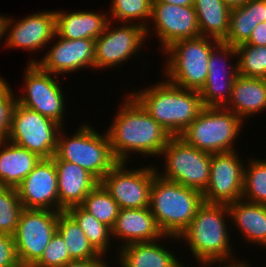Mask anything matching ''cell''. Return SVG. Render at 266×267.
I'll list each match as a JSON object with an SVG mask.
<instances>
[{
    "mask_svg": "<svg viewBox=\"0 0 266 267\" xmlns=\"http://www.w3.org/2000/svg\"><path fill=\"white\" fill-rule=\"evenodd\" d=\"M125 95L111 125L105 130L114 157L118 162L129 163L134 153L141 158L160 159L172 136L130 94Z\"/></svg>",
    "mask_w": 266,
    "mask_h": 267,
    "instance_id": "1",
    "label": "cell"
},
{
    "mask_svg": "<svg viewBox=\"0 0 266 267\" xmlns=\"http://www.w3.org/2000/svg\"><path fill=\"white\" fill-rule=\"evenodd\" d=\"M161 77V81L141 90L137 88L138 91L131 90L129 94L172 137H178L205 106L199 91L176 86Z\"/></svg>",
    "mask_w": 266,
    "mask_h": 267,
    "instance_id": "2",
    "label": "cell"
},
{
    "mask_svg": "<svg viewBox=\"0 0 266 267\" xmlns=\"http://www.w3.org/2000/svg\"><path fill=\"white\" fill-rule=\"evenodd\" d=\"M228 221L230 215L226 204L203 202L189 226L178 237L179 243L188 244L187 250L196 262L236 259L232 244L235 240H231L232 227Z\"/></svg>",
    "mask_w": 266,
    "mask_h": 267,
    "instance_id": "3",
    "label": "cell"
},
{
    "mask_svg": "<svg viewBox=\"0 0 266 267\" xmlns=\"http://www.w3.org/2000/svg\"><path fill=\"white\" fill-rule=\"evenodd\" d=\"M202 203L201 191L168 181L158 174L154 177L149 208L164 235L179 237Z\"/></svg>",
    "mask_w": 266,
    "mask_h": 267,
    "instance_id": "4",
    "label": "cell"
},
{
    "mask_svg": "<svg viewBox=\"0 0 266 267\" xmlns=\"http://www.w3.org/2000/svg\"><path fill=\"white\" fill-rule=\"evenodd\" d=\"M63 129L65 128L62 127L58 134L53 160L77 164L91 173L99 182L118 163L112 153L105 130L99 133L87 122L79 125L71 136Z\"/></svg>",
    "mask_w": 266,
    "mask_h": 267,
    "instance_id": "5",
    "label": "cell"
},
{
    "mask_svg": "<svg viewBox=\"0 0 266 267\" xmlns=\"http://www.w3.org/2000/svg\"><path fill=\"white\" fill-rule=\"evenodd\" d=\"M221 41L199 36L179 40L163 53L164 66L161 75L172 84L190 90L200 91L208 75V62L211 51ZM163 69V70H162Z\"/></svg>",
    "mask_w": 266,
    "mask_h": 267,
    "instance_id": "6",
    "label": "cell"
},
{
    "mask_svg": "<svg viewBox=\"0 0 266 267\" xmlns=\"http://www.w3.org/2000/svg\"><path fill=\"white\" fill-rule=\"evenodd\" d=\"M245 123L225 107H204L179 137L210 154L232 152L238 150L234 142L245 128Z\"/></svg>",
    "mask_w": 266,
    "mask_h": 267,
    "instance_id": "7",
    "label": "cell"
},
{
    "mask_svg": "<svg viewBox=\"0 0 266 267\" xmlns=\"http://www.w3.org/2000/svg\"><path fill=\"white\" fill-rule=\"evenodd\" d=\"M160 157L164 161L163 168L161 164L155 165L160 177L201 192L205 190L210 180V153L187 144L178 136L170 139Z\"/></svg>",
    "mask_w": 266,
    "mask_h": 267,
    "instance_id": "8",
    "label": "cell"
},
{
    "mask_svg": "<svg viewBox=\"0 0 266 267\" xmlns=\"http://www.w3.org/2000/svg\"><path fill=\"white\" fill-rule=\"evenodd\" d=\"M26 66L24 89L16 95V102L65 127L67 102L60 76L42 70L36 63H26Z\"/></svg>",
    "mask_w": 266,
    "mask_h": 267,
    "instance_id": "9",
    "label": "cell"
},
{
    "mask_svg": "<svg viewBox=\"0 0 266 267\" xmlns=\"http://www.w3.org/2000/svg\"><path fill=\"white\" fill-rule=\"evenodd\" d=\"M62 126L17 102L11 114L8 141L28 149L42 159H51L57 149V138Z\"/></svg>",
    "mask_w": 266,
    "mask_h": 267,
    "instance_id": "10",
    "label": "cell"
},
{
    "mask_svg": "<svg viewBox=\"0 0 266 267\" xmlns=\"http://www.w3.org/2000/svg\"><path fill=\"white\" fill-rule=\"evenodd\" d=\"M112 23L109 21L104 32L95 39L94 70H113L125 66L123 64L135 56L136 59L143 56L147 40L145 28L134 23Z\"/></svg>",
    "mask_w": 266,
    "mask_h": 267,
    "instance_id": "11",
    "label": "cell"
},
{
    "mask_svg": "<svg viewBox=\"0 0 266 267\" xmlns=\"http://www.w3.org/2000/svg\"><path fill=\"white\" fill-rule=\"evenodd\" d=\"M128 162H118L100 181L120 209L149 207L151 186L157 175L155 165L128 169Z\"/></svg>",
    "mask_w": 266,
    "mask_h": 267,
    "instance_id": "12",
    "label": "cell"
},
{
    "mask_svg": "<svg viewBox=\"0 0 266 267\" xmlns=\"http://www.w3.org/2000/svg\"><path fill=\"white\" fill-rule=\"evenodd\" d=\"M58 214L51 210L23 209L13 235L22 267H32L43 255L57 231Z\"/></svg>",
    "mask_w": 266,
    "mask_h": 267,
    "instance_id": "13",
    "label": "cell"
},
{
    "mask_svg": "<svg viewBox=\"0 0 266 267\" xmlns=\"http://www.w3.org/2000/svg\"><path fill=\"white\" fill-rule=\"evenodd\" d=\"M145 31L147 39L150 35L155 37L157 35L156 38H159V45H161L159 48L162 53L179 40L201 36L193 5L152 3L151 19Z\"/></svg>",
    "mask_w": 266,
    "mask_h": 267,
    "instance_id": "14",
    "label": "cell"
},
{
    "mask_svg": "<svg viewBox=\"0 0 266 267\" xmlns=\"http://www.w3.org/2000/svg\"><path fill=\"white\" fill-rule=\"evenodd\" d=\"M238 154V150L211 154L210 180L202 192L203 202L227 205L242 199L246 160Z\"/></svg>",
    "mask_w": 266,
    "mask_h": 267,
    "instance_id": "15",
    "label": "cell"
},
{
    "mask_svg": "<svg viewBox=\"0 0 266 267\" xmlns=\"http://www.w3.org/2000/svg\"><path fill=\"white\" fill-rule=\"evenodd\" d=\"M52 42L49 43L51 47L47 48L46 53H44L45 56L40 57V60L33 57L30 60L28 59L27 62L36 63L42 70L60 77L64 74L68 75L79 70L82 71V68L83 70L87 68L94 70V39L69 40L56 33Z\"/></svg>",
    "mask_w": 266,
    "mask_h": 267,
    "instance_id": "16",
    "label": "cell"
},
{
    "mask_svg": "<svg viewBox=\"0 0 266 267\" xmlns=\"http://www.w3.org/2000/svg\"><path fill=\"white\" fill-rule=\"evenodd\" d=\"M231 59L235 62L230 63ZM208 70L205 85L199 91L203 105L225 107L231 98L232 86L238 75L236 48L221 41L211 51Z\"/></svg>",
    "mask_w": 266,
    "mask_h": 267,
    "instance_id": "17",
    "label": "cell"
},
{
    "mask_svg": "<svg viewBox=\"0 0 266 267\" xmlns=\"http://www.w3.org/2000/svg\"><path fill=\"white\" fill-rule=\"evenodd\" d=\"M56 34V15L54 10L29 14L20 20L9 17L4 47L38 53L45 50ZM35 51V52H34Z\"/></svg>",
    "mask_w": 266,
    "mask_h": 267,
    "instance_id": "18",
    "label": "cell"
},
{
    "mask_svg": "<svg viewBox=\"0 0 266 267\" xmlns=\"http://www.w3.org/2000/svg\"><path fill=\"white\" fill-rule=\"evenodd\" d=\"M22 206L59 212L57 172L54 160L41 159L16 187Z\"/></svg>",
    "mask_w": 266,
    "mask_h": 267,
    "instance_id": "19",
    "label": "cell"
},
{
    "mask_svg": "<svg viewBox=\"0 0 266 267\" xmlns=\"http://www.w3.org/2000/svg\"><path fill=\"white\" fill-rule=\"evenodd\" d=\"M167 239L168 243L176 240L178 244L179 241L178 237L165 235L156 241L122 246L114 252L116 263L119 267H184L185 263L177 258L178 255H175L174 250L172 252L170 248L164 246Z\"/></svg>",
    "mask_w": 266,
    "mask_h": 267,
    "instance_id": "20",
    "label": "cell"
},
{
    "mask_svg": "<svg viewBox=\"0 0 266 267\" xmlns=\"http://www.w3.org/2000/svg\"><path fill=\"white\" fill-rule=\"evenodd\" d=\"M111 236L112 241H119L120 244L116 248L119 249L132 243L156 241L165 235L159 228L150 208L146 207L120 209L111 229Z\"/></svg>",
    "mask_w": 266,
    "mask_h": 267,
    "instance_id": "21",
    "label": "cell"
},
{
    "mask_svg": "<svg viewBox=\"0 0 266 267\" xmlns=\"http://www.w3.org/2000/svg\"><path fill=\"white\" fill-rule=\"evenodd\" d=\"M57 172L59 212L81 205L99 181L77 164L54 160Z\"/></svg>",
    "mask_w": 266,
    "mask_h": 267,
    "instance_id": "22",
    "label": "cell"
},
{
    "mask_svg": "<svg viewBox=\"0 0 266 267\" xmlns=\"http://www.w3.org/2000/svg\"><path fill=\"white\" fill-rule=\"evenodd\" d=\"M227 207L231 226L236 227L243 237L242 240L247 245L253 244L256 248L259 246L260 249H266V205L239 199L227 204Z\"/></svg>",
    "mask_w": 266,
    "mask_h": 267,
    "instance_id": "23",
    "label": "cell"
},
{
    "mask_svg": "<svg viewBox=\"0 0 266 267\" xmlns=\"http://www.w3.org/2000/svg\"><path fill=\"white\" fill-rule=\"evenodd\" d=\"M106 10L101 12L74 10H55L56 33L69 40L97 39L105 30L109 22Z\"/></svg>",
    "mask_w": 266,
    "mask_h": 267,
    "instance_id": "24",
    "label": "cell"
},
{
    "mask_svg": "<svg viewBox=\"0 0 266 267\" xmlns=\"http://www.w3.org/2000/svg\"><path fill=\"white\" fill-rule=\"evenodd\" d=\"M226 109L244 121L266 112V79L237 75Z\"/></svg>",
    "mask_w": 266,
    "mask_h": 267,
    "instance_id": "25",
    "label": "cell"
},
{
    "mask_svg": "<svg viewBox=\"0 0 266 267\" xmlns=\"http://www.w3.org/2000/svg\"><path fill=\"white\" fill-rule=\"evenodd\" d=\"M41 159L8 140L0 141V186L16 188Z\"/></svg>",
    "mask_w": 266,
    "mask_h": 267,
    "instance_id": "26",
    "label": "cell"
},
{
    "mask_svg": "<svg viewBox=\"0 0 266 267\" xmlns=\"http://www.w3.org/2000/svg\"><path fill=\"white\" fill-rule=\"evenodd\" d=\"M266 0H250L244 6L231 9L225 44L234 47L246 43L253 29L266 20Z\"/></svg>",
    "mask_w": 266,
    "mask_h": 267,
    "instance_id": "27",
    "label": "cell"
},
{
    "mask_svg": "<svg viewBox=\"0 0 266 267\" xmlns=\"http://www.w3.org/2000/svg\"><path fill=\"white\" fill-rule=\"evenodd\" d=\"M201 36L223 41L228 34L230 12L222 0H194Z\"/></svg>",
    "mask_w": 266,
    "mask_h": 267,
    "instance_id": "28",
    "label": "cell"
},
{
    "mask_svg": "<svg viewBox=\"0 0 266 267\" xmlns=\"http://www.w3.org/2000/svg\"><path fill=\"white\" fill-rule=\"evenodd\" d=\"M57 232L62 236L72 260H91L102 256L67 211L58 214Z\"/></svg>",
    "mask_w": 266,
    "mask_h": 267,
    "instance_id": "29",
    "label": "cell"
},
{
    "mask_svg": "<svg viewBox=\"0 0 266 267\" xmlns=\"http://www.w3.org/2000/svg\"><path fill=\"white\" fill-rule=\"evenodd\" d=\"M79 224L88 241L103 256L108 255L112 246L111 229L98 221L81 205H76L66 210Z\"/></svg>",
    "mask_w": 266,
    "mask_h": 267,
    "instance_id": "30",
    "label": "cell"
},
{
    "mask_svg": "<svg viewBox=\"0 0 266 267\" xmlns=\"http://www.w3.org/2000/svg\"><path fill=\"white\" fill-rule=\"evenodd\" d=\"M110 3L108 8L110 11L107 13L109 21L134 23L145 29L149 25L152 9L151 0H111Z\"/></svg>",
    "mask_w": 266,
    "mask_h": 267,
    "instance_id": "31",
    "label": "cell"
},
{
    "mask_svg": "<svg viewBox=\"0 0 266 267\" xmlns=\"http://www.w3.org/2000/svg\"><path fill=\"white\" fill-rule=\"evenodd\" d=\"M81 206L110 229L114 226L120 210L118 203L100 182L85 197Z\"/></svg>",
    "mask_w": 266,
    "mask_h": 267,
    "instance_id": "32",
    "label": "cell"
},
{
    "mask_svg": "<svg viewBox=\"0 0 266 267\" xmlns=\"http://www.w3.org/2000/svg\"><path fill=\"white\" fill-rule=\"evenodd\" d=\"M251 159V160H250ZM247 164V165H246ZM242 199L266 205V159H246Z\"/></svg>",
    "mask_w": 266,
    "mask_h": 267,
    "instance_id": "33",
    "label": "cell"
},
{
    "mask_svg": "<svg viewBox=\"0 0 266 267\" xmlns=\"http://www.w3.org/2000/svg\"><path fill=\"white\" fill-rule=\"evenodd\" d=\"M235 48L238 75L266 79V46L243 43Z\"/></svg>",
    "mask_w": 266,
    "mask_h": 267,
    "instance_id": "34",
    "label": "cell"
},
{
    "mask_svg": "<svg viewBox=\"0 0 266 267\" xmlns=\"http://www.w3.org/2000/svg\"><path fill=\"white\" fill-rule=\"evenodd\" d=\"M23 209L16 188L0 186V234L14 235Z\"/></svg>",
    "mask_w": 266,
    "mask_h": 267,
    "instance_id": "35",
    "label": "cell"
},
{
    "mask_svg": "<svg viewBox=\"0 0 266 267\" xmlns=\"http://www.w3.org/2000/svg\"><path fill=\"white\" fill-rule=\"evenodd\" d=\"M73 261L67 251L62 236L56 231L46 246L43 255L32 267H64Z\"/></svg>",
    "mask_w": 266,
    "mask_h": 267,
    "instance_id": "36",
    "label": "cell"
},
{
    "mask_svg": "<svg viewBox=\"0 0 266 267\" xmlns=\"http://www.w3.org/2000/svg\"><path fill=\"white\" fill-rule=\"evenodd\" d=\"M10 87L0 97V141L8 139L11 127V114L16 103V94Z\"/></svg>",
    "mask_w": 266,
    "mask_h": 267,
    "instance_id": "37",
    "label": "cell"
},
{
    "mask_svg": "<svg viewBox=\"0 0 266 267\" xmlns=\"http://www.w3.org/2000/svg\"><path fill=\"white\" fill-rule=\"evenodd\" d=\"M0 267H22L17 257L13 235L0 234Z\"/></svg>",
    "mask_w": 266,
    "mask_h": 267,
    "instance_id": "38",
    "label": "cell"
},
{
    "mask_svg": "<svg viewBox=\"0 0 266 267\" xmlns=\"http://www.w3.org/2000/svg\"><path fill=\"white\" fill-rule=\"evenodd\" d=\"M239 257H237L236 259L233 260H227V261H209V262H197L198 267H252L250 262L251 260H245L244 259H238ZM211 265V266H210ZM217 265V266H216ZM184 267H189L184 265Z\"/></svg>",
    "mask_w": 266,
    "mask_h": 267,
    "instance_id": "39",
    "label": "cell"
},
{
    "mask_svg": "<svg viewBox=\"0 0 266 267\" xmlns=\"http://www.w3.org/2000/svg\"><path fill=\"white\" fill-rule=\"evenodd\" d=\"M106 256H101L100 258L91 259V260H73L68 262L64 267H111L109 265Z\"/></svg>",
    "mask_w": 266,
    "mask_h": 267,
    "instance_id": "40",
    "label": "cell"
},
{
    "mask_svg": "<svg viewBox=\"0 0 266 267\" xmlns=\"http://www.w3.org/2000/svg\"><path fill=\"white\" fill-rule=\"evenodd\" d=\"M246 44L253 46H266V22H261L253 29Z\"/></svg>",
    "mask_w": 266,
    "mask_h": 267,
    "instance_id": "41",
    "label": "cell"
},
{
    "mask_svg": "<svg viewBox=\"0 0 266 267\" xmlns=\"http://www.w3.org/2000/svg\"><path fill=\"white\" fill-rule=\"evenodd\" d=\"M194 0H151V3H168L178 6H189L193 5Z\"/></svg>",
    "mask_w": 266,
    "mask_h": 267,
    "instance_id": "42",
    "label": "cell"
},
{
    "mask_svg": "<svg viewBox=\"0 0 266 267\" xmlns=\"http://www.w3.org/2000/svg\"><path fill=\"white\" fill-rule=\"evenodd\" d=\"M7 16L8 14L6 16L4 14H0V45L2 43V39L6 38L4 36H6L7 22L9 19V16Z\"/></svg>",
    "mask_w": 266,
    "mask_h": 267,
    "instance_id": "43",
    "label": "cell"
},
{
    "mask_svg": "<svg viewBox=\"0 0 266 267\" xmlns=\"http://www.w3.org/2000/svg\"><path fill=\"white\" fill-rule=\"evenodd\" d=\"M229 9L242 7L250 0H222Z\"/></svg>",
    "mask_w": 266,
    "mask_h": 267,
    "instance_id": "44",
    "label": "cell"
},
{
    "mask_svg": "<svg viewBox=\"0 0 266 267\" xmlns=\"http://www.w3.org/2000/svg\"><path fill=\"white\" fill-rule=\"evenodd\" d=\"M4 77L0 76V97L11 87L9 82Z\"/></svg>",
    "mask_w": 266,
    "mask_h": 267,
    "instance_id": "45",
    "label": "cell"
}]
</instances>
